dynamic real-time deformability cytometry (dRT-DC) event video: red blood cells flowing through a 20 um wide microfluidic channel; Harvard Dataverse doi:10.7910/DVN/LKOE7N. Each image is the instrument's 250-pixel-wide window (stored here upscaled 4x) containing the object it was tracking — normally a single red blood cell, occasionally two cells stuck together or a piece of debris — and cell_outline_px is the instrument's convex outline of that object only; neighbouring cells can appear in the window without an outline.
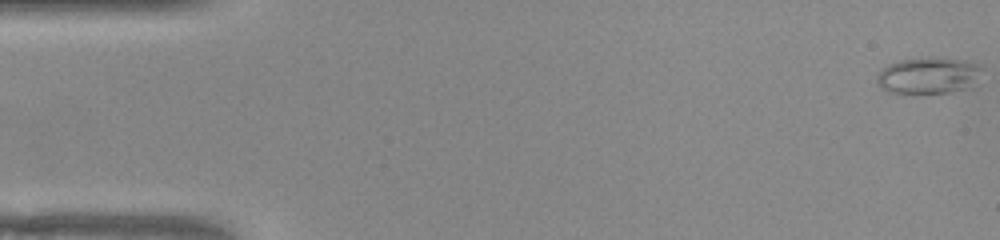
{"species": "common noctule bat (a hibernating species)", "species_latin": "Nyctalus noctula", "temperature_condition": "warm", "stored_images_in_passage": 52, "camera_frame_rate_fps": 3000, "um_per_image_px": 0.085, "animal": {"sex": "female", "body_mass_g": 22.0, "forearm_length_mm": 56.7}, "frame": {"image": 1, "passage_image": 1, "time_ms": 0.0, "image_size_px": [1000, 240], "cell_outline_px": [[980, 68], [972, 88], [948, 92], [892, 92], [880, 88], [876, 80], [876, 76], [888, 64], [900, 60], [932, 56], [964, 60], [976, 64]], "centroid_in_image_um": [78.89, 6.4], "position_along_channel_um": 6.1, "area_um2": 22.02}}
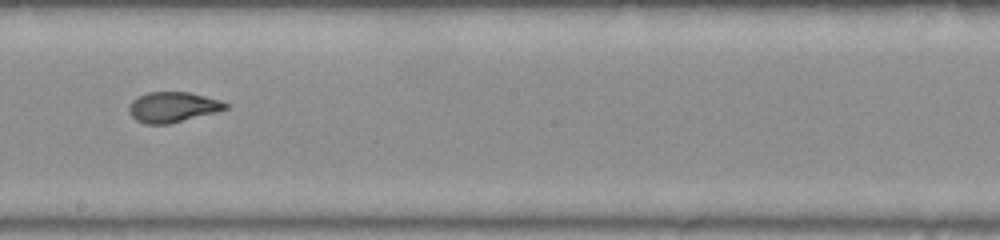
{"frame": {"image": 2, "passage_image": 29, "time_ms": 9.333, "image_size_px": [1000, 240], "cell_outline_px": [[228, 108], [216, 112], [168, 124], [144, 124], [136, 120], [128, 112], [128, 108], [132, 100], [148, 92], [188, 92], [220, 100], [228, 104]], "centroid_in_image_um": [14.66, 9.11], "position_along_channel_um": 233.5, "area_um2": 16.94}}
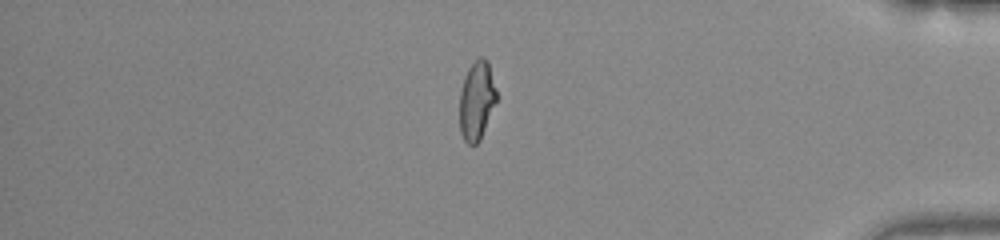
{"frame": {"image": 3, "passage_image": 44, "time_ms": 14.333, "image_size_px": [1000, 240], "cell_outline_px": [[496, 100], [480, 140], [472, 148], [464, 140], [460, 132], [460, 92], [464, 76], [468, 68], [480, 56], [484, 56], [488, 60], [496, 88]], "centroid_in_image_um": [40.51, 8.54], "position_along_channel_um": 394.7, "area_um2": 16.99}, "authors_computed_cell_mechanics": {"area_um2": 18.0047, "velocity_mm_per_s": 3.9226, "shape_relaxation_time_tau1_ms": null, "shape_relaxation_time_tau2_ms": 0.9263, "deformation_change_tau1": null, "deformation_change_tau2": 0.069}}